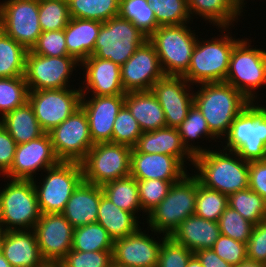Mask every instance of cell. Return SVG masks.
I'll use <instances>...</instances> for the list:
<instances>
[{
	"label": "cell",
	"instance_id": "obj_1",
	"mask_svg": "<svg viewBox=\"0 0 266 267\" xmlns=\"http://www.w3.org/2000/svg\"><path fill=\"white\" fill-rule=\"evenodd\" d=\"M196 87L199 88L194 93V105L206 119L210 132L221 140L228 134L237 115L251 101L225 81L200 83Z\"/></svg>",
	"mask_w": 266,
	"mask_h": 267
},
{
	"label": "cell",
	"instance_id": "obj_2",
	"mask_svg": "<svg viewBox=\"0 0 266 267\" xmlns=\"http://www.w3.org/2000/svg\"><path fill=\"white\" fill-rule=\"evenodd\" d=\"M222 150H208L196 155L194 175L205 187L226 195L249 188V162L236 152Z\"/></svg>",
	"mask_w": 266,
	"mask_h": 267
},
{
	"label": "cell",
	"instance_id": "obj_3",
	"mask_svg": "<svg viewBox=\"0 0 266 267\" xmlns=\"http://www.w3.org/2000/svg\"><path fill=\"white\" fill-rule=\"evenodd\" d=\"M224 150L236 152L244 161L266 160V106L250 102L234 119L223 138Z\"/></svg>",
	"mask_w": 266,
	"mask_h": 267
},
{
	"label": "cell",
	"instance_id": "obj_4",
	"mask_svg": "<svg viewBox=\"0 0 266 267\" xmlns=\"http://www.w3.org/2000/svg\"><path fill=\"white\" fill-rule=\"evenodd\" d=\"M198 185L199 180L193 173L173 183L167 196L147 215L146 223L150 226L147 228L154 235L162 233L170 237L185 219L195 215Z\"/></svg>",
	"mask_w": 266,
	"mask_h": 267
},
{
	"label": "cell",
	"instance_id": "obj_5",
	"mask_svg": "<svg viewBox=\"0 0 266 267\" xmlns=\"http://www.w3.org/2000/svg\"><path fill=\"white\" fill-rule=\"evenodd\" d=\"M220 29L221 33H224L221 37L205 41L197 40L195 44L190 66L183 75L192 86L200 83L224 82L226 79L231 52L240 39L233 38L230 32L226 33L227 27Z\"/></svg>",
	"mask_w": 266,
	"mask_h": 267
},
{
	"label": "cell",
	"instance_id": "obj_6",
	"mask_svg": "<svg viewBox=\"0 0 266 267\" xmlns=\"http://www.w3.org/2000/svg\"><path fill=\"white\" fill-rule=\"evenodd\" d=\"M7 180L9 183L0 189V226L3 231L34 229L42 213L33 181Z\"/></svg>",
	"mask_w": 266,
	"mask_h": 267
},
{
	"label": "cell",
	"instance_id": "obj_7",
	"mask_svg": "<svg viewBox=\"0 0 266 267\" xmlns=\"http://www.w3.org/2000/svg\"><path fill=\"white\" fill-rule=\"evenodd\" d=\"M188 24L159 26L148 38L155 47L165 75L183 76L191 62L198 35Z\"/></svg>",
	"mask_w": 266,
	"mask_h": 267
},
{
	"label": "cell",
	"instance_id": "obj_8",
	"mask_svg": "<svg viewBox=\"0 0 266 267\" xmlns=\"http://www.w3.org/2000/svg\"><path fill=\"white\" fill-rule=\"evenodd\" d=\"M246 39H240L233 47L225 82L255 102V89L266 85V51L254 48Z\"/></svg>",
	"mask_w": 266,
	"mask_h": 267
},
{
	"label": "cell",
	"instance_id": "obj_9",
	"mask_svg": "<svg viewBox=\"0 0 266 267\" xmlns=\"http://www.w3.org/2000/svg\"><path fill=\"white\" fill-rule=\"evenodd\" d=\"M42 182L33 179L42 214L62 213L74 189L83 180L81 163L60 161L44 171ZM39 183V185H37Z\"/></svg>",
	"mask_w": 266,
	"mask_h": 267
},
{
	"label": "cell",
	"instance_id": "obj_10",
	"mask_svg": "<svg viewBox=\"0 0 266 267\" xmlns=\"http://www.w3.org/2000/svg\"><path fill=\"white\" fill-rule=\"evenodd\" d=\"M132 147L112 142L95 143L81 162L83 180L102 186L130 175Z\"/></svg>",
	"mask_w": 266,
	"mask_h": 267
},
{
	"label": "cell",
	"instance_id": "obj_11",
	"mask_svg": "<svg viewBox=\"0 0 266 267\" xmlns=\"http://www.w3.org/2000/svg\"><path fill=\"white\" fill-rule=\"evenodd\" d=\"M148 37L120 15L103 22L94 46V56L123 65Z\"/></svg>",
	"mask_w": 266,
	"mask_h": 267
},
{
	"label": "cell",
	"instance_id": "obj_12",
	"mask_svg": "<svg viewBox=\"0 0 266 267\" xmlns=\"http://www.w3.org/2000/svg\"><path fill=\"white\" fill-rule=\"evenodd\" d=\"M81 99L80 87L29 90L28 95V102L45 133L50 132L80 108Z\"/></svg>",
	"mask_w": 266,
	"mask_h": 267
},
{
	"label": "cell",
	"instance_id": "obj_13",
	"mask_svg": "<svg viewBox=\"0 0 266 267\" xmlns=\"http://www.w3.org/2000/svg\"><path fill=\"white\" fill-rule=\"evenodd\" d=\"M0 29L27 50H31L42 33L39 0L0 2Z\"/></svg>",
	"mask_w": 266,
	"mask_h": 267
},
{
	"label": "cell",
	"instance_id": "obj_14",
	"mask_svg": "<svg viewBox=\"0 0 266 267\" xmlns=\"http://www.w3.org/2000/svg\"><path fill=\"white\" fill-rule=\"evenodd\" d=\"M48 134L57 158L64 162L81 163L94 145L88 117L82 107Z\"/></svg>",
	"mask_w": 266,
	"mask_h": 267
},
{
	"label": "cell",
	"instance_id": "obj_15",
	"mask_svg": "<svg viewBox=\"0 0 266 267\" xmlns=\"http://www.w3.org/2000/svg\"><path fill=\"white\" fill-rule=\"evenodd\" d=\"M80 63L72 56L49 57L28 50L25 81L29 90L70 88V78Z\"/></svg>",
	"mask_w": 266,
	"mask_h": 267
},
{
	"label": "cell",
	"instance_id": "obj_16",
	"mask_svg": "<svg viewBox=\"0 0 266 267\" xmlns=\"http://www.w3.org/2000/svg\"><path fill=\"white\" fill-rule=\"evenodd\" d=\"M43 260L56 267L72 249L74 227L62 213L41 214L34 226Z\"/></svg>",
	"mask_w": 266,
	"mask_h": 267
},
{
	"label": "cell",
	"instance_id": "obj_17",
	"mask_svg": "<svg viewBox=\"0 0 266 267\" xmlns=\"http://www.w3.org/2000/svg\"><path fill=\"white\" fill-rule=\"evenodd\" d=\"M125 93L150 91L153 84L165 74L153 44L146 40L120 67Z\"/></svg>",
	"mask_w": 266,
	"mask_h": 267
},
{
	"label": "cell",
	"instance_id": "obj_18",
	"mask_svg": "<svg viewBox=\"0 0 266 267\" xmlns=\"http://www.w3.org/2000/svg\"><path fill=\"white\" fill-rule=\"evenodd\" d=\"M188 83L183 76L164 75L151 88L164 111L167 127L177 128L194 104V88Z\"/></svg>",
	"mask_w": 266,
	"mask_h": 267
},
{
	"label": "cell",
	"instance_id": "obj_19",
	"mask_svg": "<svg viewBox=\"0 0 266 267\" xmlns=\"http://www.w3.org/2000/svg\"><path fill=\"white\" fill-rule=\"evenodd\" d=\"M59 162L49 134L44 133L37 139L17 145L11 169L4 179L33 180L37 171L44 172Z\"/></svg>",
	"mask_w": 266,
	"mask_h": 267
},
{
	"label": "cell",
	"instance_id": "obj_20",
	"mask_svg": "<svg viewBox=\"0 0 266 267\" xmlns=\"http://www.w3.org/2000/svg\"><path fill=\"white\" fill-rule=\"evenodd\" d=\"M142 230L140 227L128 236L114 240V263L130 267H157L160 248L167 236L158 241Z\"/></svg>",
	"mask_w": 266,
	"mask_h": 267
},
{
	"label": "cell",
	"instance_id": "obj_21",
	"mask_svg": "<svg viewBox=\"0 0 266 267\" xmlns=\"http://www.w3.org/2000/svg\"><path fill=\"white\" fill-rule=\"evenodd\" d=\"M82 96L81 107L86 112L93 143L112 142L113 124L124 105L125 95Z\"/></svg>",
	"mask_w": 266,
	"mask_h": 267
},
{
	"label": "cell",
	"instance_id": "obj_22",
	"mask_svg": "<svg viewBox=\"0 0 266 267\" xmlns=\"http://www.w3.org/2000/svg\"><path fill=\"white\" fill-rule=\"evenodd\" d=\"M80 66L84 67L85 70L83 72H86L84 74L86 76L85 80L81 83L83 85L86 84L84 85L85 88L79 86L81 87L82 96L87 97L90 92L93 96L126 94L121 82V66L117 63L109 59H101L91 55L82 61Z\"/></svg>",
	"mask_w": 266,
	"mask_h": 267
},
{
	"label": "cell",
	"instance_id": "obj_23",
	"mask_svg": "<svg viewBox=\"0 0 266 267\" xmlns=\"http://www.w3.org/2000/svg\"><path fill=\"white\" fill-rule=\"evenodd\" d=\"M184 166L171 155L140 153L134 147L131 151L130 175L136 180L180 181L187 174Z\"/></svg>",
	"mask_w": 266,
	"mask_h": 267
},
{
	"label": "cell",
	"instance_id": "obj_24",
	"mask_svg": "<svg viewBox=\"0 0 266 267\" xmlns=\"http://www.w3.org/2000/svg\"><path fill=\"white\" fill-rule=\"evenodd\" d=\"M0 252L12 267H49L41 256L33 229L4 231Z\"/></svg>",
	"mask_w": 266,
	"mask_h": 267
},
{
	"label": "cell",
	"instance_id": "obj_25",
	"mask_svg": "<svg viewBox=\"0 0 266 267\" xmlns=\"http://www.w3.org/2000/svg\"><path fill=\"white\" fill-rule=\"evenodd\" d=\"M103 194L101 186L82 180L74 189L62 214L74 228L96 223Z\"/></svg>",
	"mask_w": 266,
	"mask_h": 267
},
{
	"label": "cell",
	"instance_id": "obj_26",
	"mask_svg": "<svg viewBox=\"0 0 266 267\" xmlns=\"http://www.w3.org/2000/svg\"><path fill=\"white\" fill-rule=\"evenodd\" d=\"M134 148L140 153L171 155L183 164L187 160L194 164V156L184 146L177 128L164 127L143 132Z\"/></svg>",
	"mask_w": 266,
	"mask_h": 267
},
{
	"label": "cell",
	"instance_id": "obj_27",
	"mask_svg": "<svg viewBox=\"0 0 266 267\" xmlns=\"http://www.w3.org/2000/svg\"><path fill=\"white\" fill-rule=\"evenodd\" d=\"M220 235L218 222L191 215L179 225L170 237L195 253L201 249L212 248Z\"/></svg>",
	"mask_w": 266,
	"mask_h": 267
},
{
	"label": "cell",
	"instance_id": "obj_28",
	"mask_svg": "<svg viewBox=\"0 0 266 267\" xmlns=\"http://www.w3.org/2000/svg\"><path fill=\"white\" fill-rule=\"evenodd\" d=\"M102 23L71 17L64 28L68 55L79 63L94 55V46Z\"/></svg>",
	"mask_w": 266,
	"mask_h": 267
},
{
	"label": "cell",
	"instance_id": "obj_29",
	"mask_svg": "<svg viewBox=\"0 0 266 267\" xmlns=\"http://www.w3.org/2000/svg\"><path fill=\"white\" fill-rule=\"evenodd\" d=\"M124 105L137 120L142 132L167 127L164 111L151 90L126 93Z\"/></svg>",
	"mask_w": 266,
	"mask_h": 267
},
{
	"label": "cell",
	"instance_id": "obj_30",
	"mask_svg": "<svg viewBox=\"0 0 266 267\" xmlns=\"http://www.w3.org/2000/svg\"><path fill=\"white\" fill-rule=\"evenodd\" d=\"M188 9L191 19L198 15L218 29H231L229 27H232L234 21L238 22V16L243 12L239 0H188Z\"/></svg>",
	"mask_w": 266,
	"mask_h": 267
},
{
	"label": "cell",
	"instance_id": "obj_31",
	"mask_svg": "<svg viewBox=\"0 0 266 267\" xmlns=\"http://www.w3.org/2000/svg\"><path fill=\"white\" fill-rule=\"evenodd\" d=\"M0 123L17 145L37 139L45 133L29 102L0 117Z\"/></svg>",
	"mask_w": 266,
	"mask_h": 267
},
{
	"label": "cell",
	"instance_id": "obj_32",
	"mask_svg": "<svg viewBox=\"0 0 266 267\" xmlns=\"http://www.w3.org/2000/svg\"><path fill=\"white\" fill-rule=\"evenodd\" d=\"M137 216L120 209L104 194L98 208L97 223L103 226L113 240L136 232L141 226Z\"/></svg>",
	"mask_w": 266,
	"mask_h": 267
},
{
	"label": "cell",
	"instance_id": "obj_33",
	"mask_svg": "<svg viewBox=\"0 0 266 267\" xmlns=\"http://www.w3.org/2000/svg\"><path fill=\"white\" fill-rule=\"evenodd\" d=\"M101 187L104 195L120 209L133 215H137L142 210L137 180L131 175L107 182Z\"/></svg>",
	"mask_w": 266,
	"mask_h": 267
},
{
	"label": "cell",
	"instance_id": "obj_34",
	"mask_svg": "<svg viewBox=\"0 0 266 267\" xmlns=\"http://www.w3.org/2000/svg\"><path fill=\"white\" fill-rule=\"evenodd\" d=\"M178 133L181 136L182 142L186 149L195 157L198 154L204 153L210 148H202L200 145L194 144L195 140L199 138L217 139L209 130L206 119L200 110L193 104L188 110L187 117L177 127ZM194 140V141H193ZM193 141V144L192 142ZM191 142V143H190Z\"/></svg>",
	"mask_w": 266,
	"mask_h": 267
},
{
	"label": "cell",
	"instance_id": "obj_35",
	"mask_svg": "<svg viewBox=\"0 0 266 267\" xmlns=\"http://www.w3.org/2000/svg\"><path fill=\"white\" fill-rule=\"evenodd\" d=\"M27 52L0 29V78L24 76Z\"/></svg>",
	"mask_w": 266,
	"mask_h": 267
},
{
	"label": "cell",
	"instance_id": "obj_36",
	"mask_svg": "<svg viewBox=\"0 0 266 267\" xmlns=\"http://www.w3.org/2000/svg\"><path fill=\"white\" fill-rule=\"evenodd\" d=\"M114 240L99 223L74 228L72 250L113 251Z\"/></svg>",
	"mask_w": 266,
	"mask_h": 267
},
{
	"label": "cell",
	"instance_id": "obj_37",
	"mask_svg": "<svg viewBox=\"0 0 266 267\" xmlns=\"http://www.w3.org/2000/svg\"><path fill=\"white\" fill-rule=\"evenodd\" d=\"M68 4L72 18L106 22L119 15L120 0H72Z\"/></svg>",
	"mask_w": 266,
	"mask_h": 267
},
{
	"label": "cell",
	"instance_id": "obj_38",
	"mask_svg": "<svg viewBox=\"0 0 266 267\" xmlns=\"http://www.w3.org/2000/svg\"><path fill=\"white\" fill-rule=\"evenodd\" d=\"M228 206L254 225L266 220V201L250 188L228 195Z\"/></svg>",
	"mask_w": 266,
	"mask_h": 267
},
{
	"label": "cell",
	"instance_id": "obj_39",
	"mask_svg": "<svg viewBox=\"0 0 266 267\" xmlns=\"http://www.w3.org/2000/svg\"><path fill=\"white\" fill-rule=\"evenodd\" d=\"M119 15L131 21L148 38L159 27L147 0H120Z\"/></svg>",
	"mask_w": 266,
	"mask_h": 267
},
{
	"label": "cell",
	"instance_id": "obj_40",
	"mask_svg": "<svg viewBox=\"0 0 266 267\" xmlns=\"http://www.w3.org/2000/svg\"><path fill=\"white\" fill-rule=\"evenodd\" d=\"M158 26L182 25L191 21L188 0H147Z\"/></svg>",
	"mask_w": 266,
	"mask_h": 267
},
{
	"label": "cell",
	"instance_id": "obj_41",
	"mask_svg": "<svg viewBox=\"0 0 266 267\" xmlns=\"http://www.w3.org/2000/svg\"><path fill=\"white\" fill-rule=\"evenodd\" d=\"M228 207V195L202 185L199 181L195 204V215L203 219L218 222Z\"/></svg>",
	"mask_w": 266,
	"mask_h": 267
},
{
	"label": "cell",
	"instance_id": "obj_42",
	"mask_svg": "<svg viewBox=\"0 0 266 267\" xmlns=\"http://www.w3.org/2000/svg\"><path fill=\"white\" fill-rule=\"evenodd\" d=\"M28 95L24 76L0 78V116L28 102Z\"/></svg>",
	"mask_w": 266,
	"mask_h": 267
},
{
	"label": "cell",
	"instance_id": "obj_43",
	"mask_svg": "<svg viewBox=\"0 0 266 267\" xmlns=\"http://www.w3.org/2000/svg\"><path fill=\"white\" fill-rule=\"evenodd\" d=\"M71 16L64 0H39V24L42 32L64 29Z\"/></svg>",
	"mask_w": 266,
	"mask_h": 267
},
{
	"label": "cell",
	"instance_id": "obj_44",
	"mask_svg": "<svg viewBox=\"0 0 266 267\" xmlns=\"http://www.w3.org/2000/svg\"><path fill=\"white\" fill-rule=\"evenodd\" d=\"M142 133L137 120L123 105L113 124L112 143L124 144L133 148Z\"/></svg>",
	"mask_w": 266,
	"mask_h": 267
},
{
	"label": "cell",
	"instance_id": "obj_45",
	"mask_svg": "<svg viewBox=\"0 0 266 267\" xmlns=\"http://www.w3.org/2000/svg\"><path fill=\"white\" fill-rule=\"evenodd\" d=\"M218 224L222 235L243 243L248 242L254 227L253 223L243 218L229 206L220 216Z\"/></svg>",
	"mask_w": 266,
	"mask_h": 267
},
{
	"label": "cell",
	"instance_id": "obj_46",
	"mask_svg": "<svg viewBox=\"0 0 266 267\" xmlns=\"http://www.w3.org/2000/svg\"><path fill=\"white\" fill-rule=\"evenodd\" d=\"M160 179L137 180L139 200L145 215H148L166 196L173 183Z\"/></svg>",
	"mask_w": 266,
	"mask_h": 267
},
{
	"label": "cell",
	"instance_id": "obj_47",
	"mask_svg": "<svg viewBox=\"0 0 266 267\" xmlns=\"http://www.w3.org/2000/svg\"><path fill=\"white\" fill-rule=\"evenodd\" d=\"M112 251L70 250L56 267H111Z\"/></svg>",
	"mask_w": 266,
	"mask_h": 267
},
{
	"label": "cell",
	"instance_id": "obj_48",
	"mask_svg": "<svg viewBox=\"0 0 266 267\" xmlns=\"http://www.w3.org/2000/svg\"><path fill=\"white\" fill-rule=\"evenodd\" d=\"M193 255L187 247L166 237L160 248L157 267H186Z\"/></svg>",
	"mask_w": 266,
	"mask_h": 267
},
{
	"label": "cell",
	"instance_id": "obj_49",
	"mask_svg": "<svg viewBox=\"0 0 266 267\" xmlns=\"http://www.w3.org/2000/svg\"><path fill=\"white\" fill-rule=\"evenodd\" d=\"M30 51L38 55L49 57L69 56L65 42L64 29L42 32Z\"/></svg>",
	"mask_w": 266,
	"mask_h": 267
},
{
	"label": "cell",
	"instance_id": "obj_50",
	"mask_svg": "<svg viewBox=\"0 0 266 267\" xmlns=\"http://www.w3.org/2000/svg\"><path fill=\"white\" fill-rule=\"evenodd\" d=\"M212 249L221 259L234 266L248 260L246 243L236 241L222 234L215 241Z\"/></svg>",
	"mask_w": 266,
	"mask_h": 267
},
{
	"label": "cell",
	"instance_id": "obj_51",
	"mask_svg": "<svg viewBox=\"0 0 266 267\" xmlns=\"http://www.w3.org/2000/svg\"><path fill=\"white\" fill-rule=\"evenodd\" d=\"M246 249L249 261L266 266V220L254 225Z\"/></svg>",
	"mask_w": 266,
	"mask_h": 267
},
{
	"label": "cell",
	"instance_id": "obj_52",
	"mask_svg": "<svg viewBox=\"0 0 266 267\" xmlns=\"http://www.w3.org/2000/svg\"><path fill=\"white\" fill-rule=\"evenodd\" d=\"M17 144L9 132L0 123V173L4 176L14 160Z\"/></svg>",
	"mask_w": 266,
	"mask_h": 267
},
{
	"label": "cell",
	"instance_id": "obj_53",
	"mask_svg": "<svg viewBox=\"0 0 266 267\" xmlns=\"http://www.w3.org/2000/svg\"><path fill=\"white\" fill-rule=\"evenodd\" d=\"M249 188L266 201V160L249 162Z\"/></svg>",
	"mask_w": 266,
	"mask_h": 267
},
{
	"label": "cell",
	"instance_id": "obj_54",
	"mask_svg": "<svg viewBox=\"0 0 266 267\" xmlns=\"http://www.w3.org/2000/svg\"><path fill=\"white\" fill-rule=\"evenodd\" d=\"M194 255L198 258L203 267H235L221 259L212 248L201 249L196 251Z\"/></svg>",
	"mask_w": 266,
	"mask_h": 267
},
{
	"label": "cell",
	"instance_id": "obj_55",
	"mask_svg": "<svg viewBox=\"0 0 266 267\" xmlns=\"http://www.w3.org/2000/svg\"><path fill=\"white\" fill-rule=\"evenodd\" d=\"M235 267H266V266L262 265L261 263L246 260L242 264L236 265Z\"/></svg>",
	"mask_w": 266,
	"mask_h": 267
},
{
	"label": "cell",
	"instance_id": "obj_56",
	"mask_svg": "<svg viewBox=\"0 0 266 267\" xmlns=\"http://www.w3.org/2000/svg\"><path fill=\"white\" fill-rule=\"evenodd\" d=\"M186 267H203V266L201 262L198 260V258L195 255H193L188 261V264Z\"/></svg>",
	"mask_w": 266,
	"mask_h": 267
},
{
	"label": "cell",
	"instance_id": "obj_57",
	"mask_svg": "<svg viewBox=\"0 0 266 267\" xmlns=\"http://www.w3.org/2000/svg\"><path fill=\"white\" fill-rule=\"evenodd\" d=\"M0 267H12V265L5 259V257L1 252H0Z\"/></svg>",
	"mask_w": 266,
	"mask_h": 267
},
{
	"label": "cell",
	"instance_id": "obj_58",
	"mask_svg": "<svg viewBox=\"0 0 266 267\" xmlns=\"http://www.w3.org/2000/svg\"><path fill=\"white\" fill-rule=\"evenodd\" d=\"M111 267H130V266H123V265L112 262Z\"/></svg>",
	"mask_w": 266,
	"mask_h": 267
},
{
	"label": "cell",
	"instance_id": "obj_59",
	"mask_svg": "<svg viewBox=\"0 0 266 267\" xmlns=\"http://www.w3.org/2000/svg\"><path fill=\"white\" fill-rule=\"evenodd\" d=\"M244 1H245V0H239V3H240V5L242 6V8H243V7H246V6H244V5H245Z\"/></svg>",
	"mask_w": 266,
	"mask_h": 267
},
{
	"label": "cell",
	"instance_id": "obj_60",
	"mask_svg": "<svg viewBox=\"0 0 266 267\" xmlns=\"http://www.w3.org/2000/svg\"><path fill=\"white\" fill-rule=\"evenodd\" d=\"M3 228L0 226V240H1V237H2V234H3Z\"/></svg>",
	"mask_w": 266,
	"mask_h": 267
},
{
	"label": "cell",
	"instance_id": "obj_61",
	"mask_svg": "<svg viewBox=\"0 0 266 267\" xmlns=\"http://www.w3.org/2000/svg\"><path fill=\"white\" fill-rule=\"evenodd\" d=\"M66 3H69L70 1H72V0H64Z\"/></svg>",
	"mask_w": 266,
	"mask_h": 267
}]
</instances>
